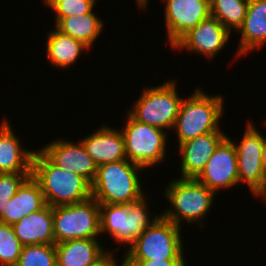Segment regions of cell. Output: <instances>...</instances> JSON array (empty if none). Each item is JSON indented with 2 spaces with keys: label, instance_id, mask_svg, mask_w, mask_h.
Listing matches in <instances>:
<instances>
[{
  "label": "cell",
  "instance_id": "836d02e7",
  "mask_svg": "<svg viewBox=\"0 0 266 266\" xmlns=\"http://www.w3.org/2000/svg\"><path fill=\"white\" fill-rule=\"evenodd\" d=\"M137 1V3H138V6L141 8V9H146L147 7L146 6H148V1L149 0H136Z\"/></svg>",
  "mask_w": 266,
  "mask_h": 266
},
{
  "label": "cell",
  "instance_id": "4dcf8cb0",
  "mask_svg": "<svg viewBox=\"0 0 266 266\" xmlns=\"http://www.w3.org/2000/svg\"><path fill=\"white\" fill-rule=\"evenodd\" d=\"M261 161H262V167H263V170H264V174H265V177H266V137H264V136H263V146H262Z\"/></svg>",
  "mask_w": 266,
  "mask_h": 266
},
{
  "label": "cell",
  "instance_id": "277c9868",
  "mask_svg": "<svg viewBox=\"0 0 266 266\" xmlns=\"http://www.w3.org/2000/svg\"><path fill=\"white\" fill-rule=\"evenodd\" d=\"M165 190L164 196L172 207L160 214L164 219L180 228L183 219L189 224L197 222L203 227L202 220L206 214L208 215L207 212L215 200L214 196L217 195L214 191L195 178H176L166 186Z\"/></svg>",
  "mask_w": 266,
  "mask_h": 266
},
{
  "label": "cell",
  "instance_id": "7c38bea8",
  "mask_svg": "<svg viewBox=\"0 0 266 266\" xmlns=\"http://www.w3.org/2000/svg\"><path fill=\"white\" fill-rule=\"evenodd\" d=\"M165 3L167 38L172 47L210 16V0H165Z\"/></svg>",
  "mask_w": 266,
  "mask_h": 266
},
{
  "label": "cell",
  "instance_id": "5b68a950",
  "mask_svg": "<svg viewBox=\"0 0 266 266\" xmlns=\"http://www.w3.org/2000/svg\"><path fill=\"white\" fill-rule=\"evenodd\" d=\"M181 228L161 215L126 250L125 260H186Z\"/></svg>",
  "mask_w": 266,
  "mask_h": 266
},
{
  "label": "cell",
  "instance_id": "9a60e30c",
  "mask_svg": "<svg viewBox=\"0 0 266 266\" xmlns=\"http://www.w3.org/2000/svg\"><path fill=\"white\" fill-rule=\"evenodd\" d=\"M226 136L220 129L180 143V178H196L204 169L216 147Z\"/></svg>",
  "mask_w": 266,
  "mask_h": 266
},
{
  "label": "cell",
  "instance_id": "6da1fadb",
  "mask_svg": "<svg viewBox=\"0 0 266 266\" xmlns=\"http://www.w3.org/2000/svg\"><path fill=\"white\" fill-rule=\"evenodd\" d=\"M31 176L39 183L45 202L51 207L92 197L91 184L85 178L54 165L40 150L34 153Z\"/></svg>",
  "mask_w": 266,
  "mask_h": 266
},
{
  "label": "cell",
  "instance_id": "f1b7e54d",
  "mask_svg": "<svg viewBox=\"0 0 266 266\" xmlns=\"http://www.w3.org/2000/svg\"><path fill=\"white\" fill-rule=\"evenodd\" d=\"M126 266H187L185 260H125Z\"/></svg>",
  "mask_w": 266,
  "mask_h": 266
},
{
  "label": "cell",
  "instance_id": "2e32d148",
  "mask_svg": "<svg viewBox=\"0 0 266 266\" xmlns=\"http://www.w3.org/2000/svg\"><path fill=\"white\" fill-rule=\"evenodd\" d=\"M80 141L97 166L127 159L121 129L102 125Z\"/></svg>",
  "mask_w": 266,
  "mask_h": 266
},
{
  "label": "cell",
  "instance_id": "e0dca14e",
  "mask_svg": "<svg viewBox=\"0 0 266 266\" xmlns=\"http://www.w3.org/2000/svg\"><path fill=\"white\" fill-rule=\"evenodd\" d=\"M0 124V173H31L35 151L21 147V141L6 119Z\"/></svg>",
  "mask_w": 266,
  "mask_h": 266
},
{
  "label": "cell",
  "instance_id": "3957f363",
  "mask_svg": "<svg viewBox=\"0 0 266 266\" xmlns=\"http://www.w3.org/2000/svg\"><path fill=\"white\" fill-rule=\"evenodd\" d=\"M195 90L189 98H182L180 103L173 127L179 144L221 129L219 122L224 113L223 97L221 94L208 95L199 88Z\"/></svg>",
  "mask_w": 266,
  "mask_h": 266
},
{
  "label": "cell",
  "instance_id": "1f68e13d",
  "mask_svg": "<svg viewBox=\"0 0 266 266\" xmlns=\"http://www.w3.org/2000/svg\"><path fill=\"white\" fill-rule=\"evenodd\" d=\"M255 196H256V198L257 197H261L262 200L266 204V179H265V182H264V186L259 190V192Z\"/></svg>",
  "mask_w": 266,
  "mask_h": 266
},
{
  "label": "cell",
  "instance_id": "4fadbf2b",
  "mask_svg": "<svg viewBox=\"0 0 266 266\" xmlns=\"http://www.w3.org/2000/svg\"><path fill=\"white\" fill-rule=\"evenodd\" d=\"M231 35L215 17L210 15L186 33L172 48L185 49L212 59L227 45Z\"/></svg>",
  "mask_w": 266,
  "mask_h": 266
},
{
  "label": "cell",
  "instance_id": "5bb4252c",
  "mask_svg": "<svg viewBox=\"0 0 266 266\" xmlns=\"http://www.w3.org/2000/svg\"><path fill=\"white\" fill-rule=\"evenodd\" d=\"M77 143L71 140L57 139L42 147L40 151L54 165L82 176L91 184L96 176L98 166L88 155L82 142L79 140Z\"/></svg>",
  "mask_w": 266,
  "mask_h": 266
},
{
  "label": "cell",
  "instance_id": "8992f818",
  "mask_svg": "<svg viewBox=\"0 0 266 266\" xmlns=\"http://www.w3.org/2000/svg\"><path fill=\"white\" fill-rule=\"evenodd\" d=\"M144 196L130 204H99L100 234H109L117 244L129 246L160 216L149 217V206Z\"/></svg>",
  "mask_w": 266,
  "mask_h": 266
},
{
  "label": "cell",
  "instance_id": "cb8c5ba5",
  "mask_svg": "<svg viewBox=\"0 0 266 266\" xmlns=\"http://www.w3.org/2000/svg\"><path fill=\"white\" fill-rule=\"evenodd\" d=\"M248 3L249 0H210V15L231 34L234 30L236 33L244 21Z\"/></svg>",
  "mask_w": 266,
  "mask_h": 266
},
{
  "label": "cell",
  "instance_id": "7402d4cb",
  "mask_svg": "<svg viewBox=\"0 0 266 266\" xmlns=\"http://www.w3.org/2000/svg\"><path fill=\"white\" fill-rule=\"evenodd\" d=\"M47 37V58L59 69L70 68L82 55L81 53L89 49L81 41L57 30L55 26L54 31L49 32Z\"/></svg>",
  "mask_w": 266,
  "mask_h": 266
},
{
  "label": "cell",
  "instance_id": "ffe728a7",
  "mask_svg": "<svg viewBox=\"0 0 266 266\" xmlns=\"http://www.w3.org/2000/svg\"><path fill=\"white\" fill-rule=\"evenodd\" d=\"M237 32L241 33L237 57L266 43V0H249L246 16Z\"/></svg>",
  "mask_w": 266,
  "mask_h": 266
},
{
  "label": "cell",
  "instance_id": "603a6c76",
  "mask_svg": "<svg viewBox=\"0 0 266 266\" xmlns=\"http://www.w3.org/2000/svg\"><path fill=\"white\" fill-rule=\"evenodd\" d=\"M54 26L60 32L81 41L90 49L103 31L104 23L101 18L90 12L81 16L61 18Z\"/></svg>",
  "mask_w": 266,
  "mask_h": 266
},
{
  "label": "cell",
  "instance_id": "52a82bcc",
  "mask_svg": "<svg viewBox=\"0 0 266 266\" xmlns=\"http://www.w3.org/2000/svg\"><path fill=\"white\" fill-rule=\"evenodd\" d=\"M174 81L168 80L161 85L144 88L134 103L135 107L127 113L141 123L171 131L182 100L176 88L177 82Z\"/></svg>",
  "mask_w": 266,
  "mask_h": 266
},
{
  "label": "cell",
  "instance_id": "7a4b0ae2",
  "mask_svg": "<svg viewBox=\"0 0 266 266\" xmlns=\"http://www.w3.org/2000/svg\"><path fill=\"white\" fill-rule=\"evenodd\" d=\"M142 169L127 159L98 166L91 183L92 197L99 204H130L139 201L145 196L138 176Z\"/></svg>",
  "mask_w": 266,
  "mask_h": 266
},
{
  "label": "cell",
  "instance_id": "484cf974",
  "mask_svg": "<svg viewBox=\"0 0 266 266\" xmlns=\"http://www.w3.org/2000/svg\"><path fill=\"white\" fill-rule=\"evenodd\" d=\"M22 249L12 225L0 222V265L15 266Z\"/></svg>",
  "mask_w": 266,
  "mask_h": 266
},
{
  "label": "cell",
  "instance_id": "83f0119b",
  "mask_svg": "<svg viewBox=\"0 0 266 266\" xmlns=\"http://www.w3.org/2000/svg\"><path fill=\"white\" fill-rule=\"evenodd\" d=\"M98 0H60L53 8L55 13V24L64 17L81 16L93 11Z\"/></svg>",
  "mask_w": 266,
  "mask_h": 266
},
{
  "label": "cell",
  "instance_id": "d6986e66",
  "mask_svg": "<svg viewBox=\"0 0 266 266\" xmlns=\"http://www.w3.org/2000/svg\"><path fill=\"white\" fill-rule=\"evenodd\" d=\"M46 205L39 183L29 176L9 200L0 222L8 225L20 221L29 214L39 211Z\"/></svg>",
  "mask_w": 266,
  "mask_h": 266
},
{
  "label": "cell",
  "instance_id": "ba28073f",
  "mask_svg": "<svg viewBox=\"0 0 266 266\" xmlns=\"http://www.w3.org/2000/svg\"><path fill=\"white\" fill-rule=\"evenodd\" d=\"M55 243L71 239H98L100 235V208L93 198L53 207Z\"/></svg>",
  "mask_w": 266,
  "mask_h": 266
},
{
  "label": "cell",
  "instance_id": "44dd1931",
  "mask_svg": "<svg viewBox=\"0 0 266 266\" xmlns=\"http://www.w3.org/2000/svg\"><path fill=\"white\" fill-rule=\"evenodd\" d=\"M57 266H94L107 251L98 239H71L55 244Z\"/></svg>",
  "mask_w": 266,
  "mask_h": 266
},
{
  "label": "cell",
  "instance_id": "30bf717a",
  "mask_svg": "<svg viewBox=\"0 0 266 266\" xmlns=\"http://www.w3.org/2000/svg\"><path fill=\"white\" fill-rule=\"evenodd\" d=\"M255 127L252 122H248L240 143L234 142L239 183L245 182L254 196L264 186L266 179L261 161L263 135Z\"/></svg>",
  "mask_w": 266,
  "mask_h": 266
},
{
  "label": "cell",
  "instance_id": "9c48e42d",
  "mask_svg": "<svg viewBox=\"0 0 266 266\" xmlns=\"http://www.w3.org/2000/svg\"><path fill=\"white\" fill-rule=\"evenodd\" d=\"M127 116V122L121 131L127 160L142 168L163 162L168 133L161 128L135 120L129 113Z\"/></svg>",
  "mask_w": 266,
  "mask_h": 266
},
{
  "label": "cell",
  "instance_id": "ac0fdd59",
  "mask_svg": "<svg viewBox=\"0 0 266 266\" xmlns=\"http://www.w3.org/2000/svg\"><path fill=\"white\" fill-rule=\"evenodd\" d=\"M22 245H55L53 207L46 204L12 225Z\"/></svg>",
  "mask_w": 266,
  "mask_h": 266
},
{
  "label": "cell",
  "instance_id": "d4e9b609",
  "mask_svg": "<svg viewBox=\"0 0 266 266\" xmlns=\"http://www.w3.org/2000/svg\"><path fill=\"white\" fill-rule=\"evenodd\" d=\"M15 266H57L55 245H24Z\"/></svg>",
  "mask_w": 266,
  "mask_h": 266
},
{
  "label": "cell",
  "instance_id": "8fae6325",
  "mask_svg": "<svg viewBox=\"0 0 266 266\" xmlns=\"http://www.w3.org/2000/svg\"><path fill=\"white\" fill-rule=\"evenodd\" d=\"M218 193L239 184L237 151L232 139L225 137L214 150L204 169L195 178Z\"/></svg>",
  "mask_w": 266,
  "mask_h": 266
},
{
  "label": "cell",
  "instance_id": "d6a6232c",
  "mask_svg": "<svg viewBox=\"0 0 266 266\" xmlns=\"http://www.w3.org/2000/svg\"><path fill=\"white\" fill-rule=\"evenodd\" d=\"M44 5L46 4L47 7L52 9L60 0H43Z\"/></svg>",
  "mask_w": 266,
  "mask_h": 266
},
{
  "label": "cell",
  "instance_id": "4316f807",
  "mask_svg": "<svg viewBox=\"0 0 266 266\" xmlns=\"http://www.w3.org/2000/svg\"><path fill=\"white\" fill-rule=\"evenodd\" d=\"M31 173H0V217L22 183Z\"/></svg>",
  "mask_w": 266,
  "mask_h": 266
},
{
  "label": "cell",
  "instance_id": "f546056e",
  "mask_svg": "<svg viewBox=\"0 0 266 266\" xmlns=\"http://www.w3.org/2000/svg\"><path fill=\"white\" fill-rule=\"evenodd\" d=\"M114 251H108L102 258H100L94 266H126L125 257L123 262L118 265L117 260H115V255L113 254Z\"/></svg>",
  "mask_w": 266,
  "mask_h": 266
}]
</instances>
